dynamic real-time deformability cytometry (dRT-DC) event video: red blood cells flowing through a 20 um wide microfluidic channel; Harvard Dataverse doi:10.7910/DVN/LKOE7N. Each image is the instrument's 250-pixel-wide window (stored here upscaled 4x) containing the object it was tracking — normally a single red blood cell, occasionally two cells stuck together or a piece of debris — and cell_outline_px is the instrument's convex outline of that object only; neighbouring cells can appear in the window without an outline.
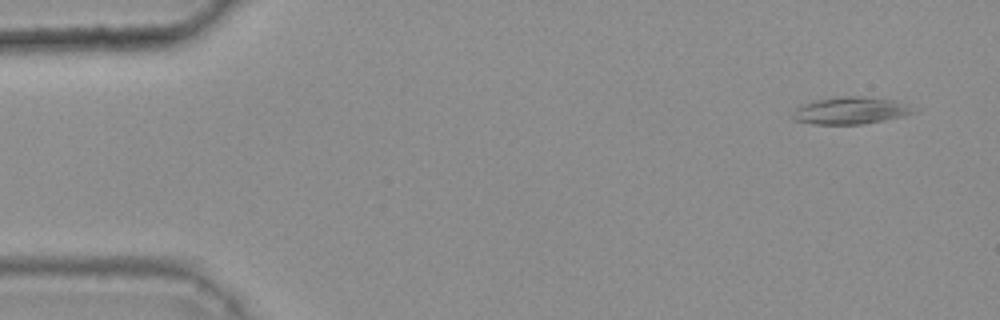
{"species": "common noctule bat (a hibernating species)", "species_latin": "Nyctalus noctula", "temperature_condition": "warm", "stored_images_in_passage": 45, "camera_frame_rate_fps": 3000, "um_per_image_px": 0.085, "animal": {"sex": "female", "body_mass_g": 25.1}, "frame": {"image": 1, "passage_image": 1, "time_ms": 0.0, "image_size_px": [1000, 320], "cell_outline_px": [[924, 108], [916, 112], [904, 116], [864, 124], [812, 124], [796, 120], [792, 116], [792, 112], [796, 108], [804, 104], [816, 100], [848, 96], [860, 96], [892, 100]], "centroid_in_image_um": [72.41, 9.4], "position_along_channel_um": 12.6, "area_um2": 19.19}}
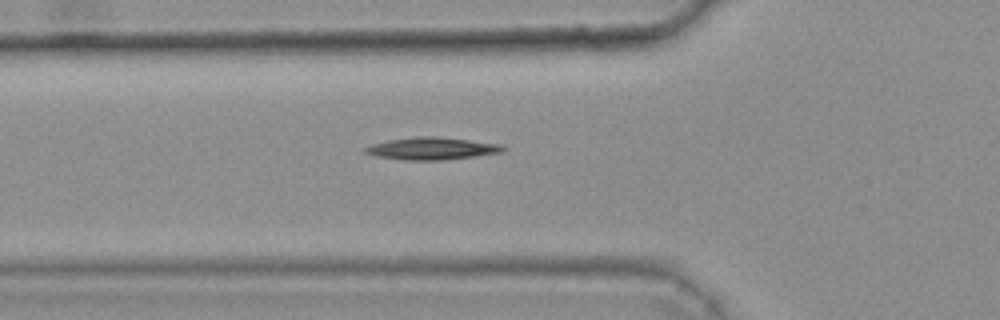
{"frame": {"image": 2, "passage_image": 16, "time_ms": 5.0, "image_size_px": [1000, 320], "cell_outline_px": [[508, 148], [504, 152], [476, 156], [444, 160], [404, 160], [376, 156], [364, 152], [364, 148], [372, 144], [388, 140], [420, 136], [432, 136], [468, 140], [500, 144]], "centroid_in_image_um": [36.73, 12.63], "position_along_channel_um": 89.1, "area_um2": 17.86}}
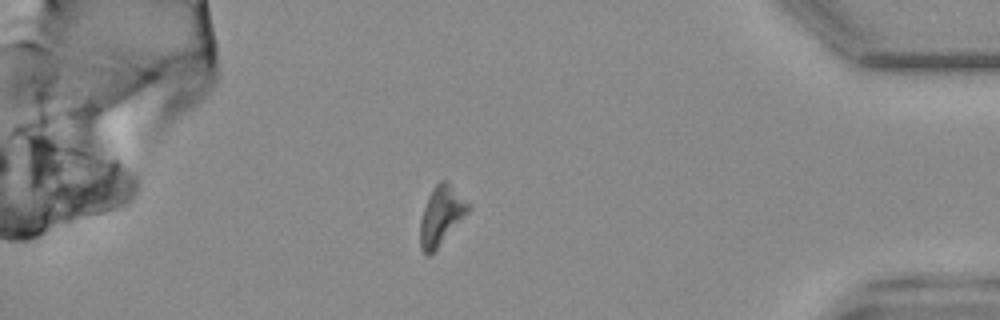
{"frame": {"image": 3, "passage_image": 43, "time_ms": 14.0, "image_size_px": [1000, 320], "cell_outline_px": [[472, 208], [436, 248], [428, 256], [420, 248], [420, 220], [428, 196], [432, 188], [440, 180], [444, 180], [472, 204]], "centroid_in_image_um": [37.51, 18.3], "position_along_channel_um": 397.7, "area_um2": 16.18}}